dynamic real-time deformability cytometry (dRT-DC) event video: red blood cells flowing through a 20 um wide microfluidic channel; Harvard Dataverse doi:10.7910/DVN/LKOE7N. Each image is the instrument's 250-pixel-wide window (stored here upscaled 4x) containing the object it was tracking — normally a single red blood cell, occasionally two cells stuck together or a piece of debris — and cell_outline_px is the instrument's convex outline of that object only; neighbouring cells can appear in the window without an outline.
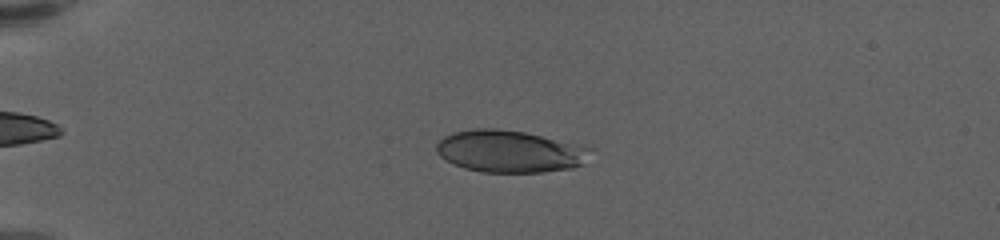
{"species": "human", "species_latin": "Homo sapiens", "temperature_condition": "warm", "stored_images_in_passage": 59, "camera_frame_rate_fps": 3000, "um_per_image_px": 0.085, "donor": {"sex": "female"}, "frame": {"image": 1, "passage_image": 15, "time_ms": 4.667, "image_size_px": [1000, 240], "cell_outline_px": [[592, 148], [584, 164], [572, 168], [544, 172], [480, 172], [464, 168], [452, 164], [444, 160], [436, 152], [436, 144], [444, 136], [452, 132], [476, 128], [496, 128], [524, 132]], "centroid_in_image_um": [43.27, 12.87], "position_along_channel_um": 41.7, "area_um2": 37.8}}
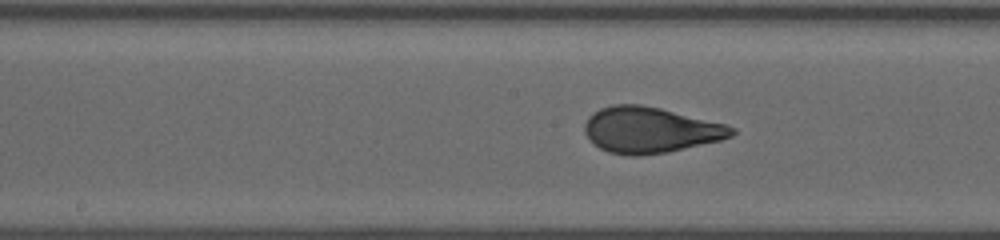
{"frame": {"image": 2, "passage_image": 32, "time_ms": 10.333, "image_size_px": [1000, 240], "cell_outline_px": [[736, 132], [732, 136], [720, 140], [668, 152], [640, 156], [628, 156], [608, 152], [600, 148], [584, 132], [584, 124], [588, 116], [592, 112], [600, 108], [612, 104], [640, 104], [660, 108], [724, 124], [736, 128]], "centroid_in_image_um": [55.24, 11.05], "position_along_channel_um": 193.0, "area_um2": 39.25}}
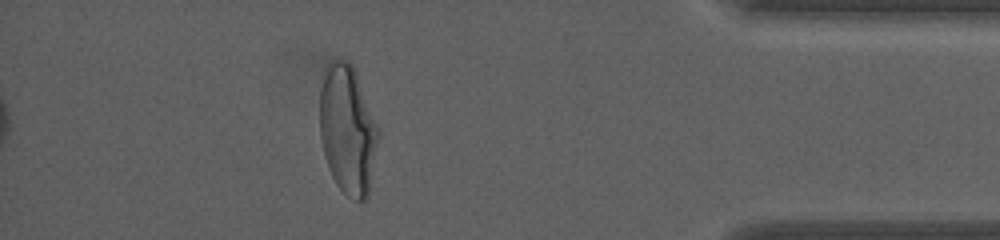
{"frame": {"image": 3, "passage_image": 53, "time_ms": 17.333, "image_size_px": [1000, 240], "cell_outline_px": [[376, 144], [368, 196], [364, 200], [356, 200], [348, 196], [336, 184], [328, 168], [324, 156], [320, 136], [320, 92], [324, 80], [332, 60], [348, 60], [352, 64], [356, 72], [376, 124]], "centroid_in_image_um": [29.52, 11.06], "position_along_channel_um": 405.7, "area_um2": 42.71}, "authors_computed_cell_mechanics": {"area_um2": 39.1306, "velocity_mm_per_s": 3.5238, "shape_relaxation_time_tau1_ms": 4.3649, "shape_relaxation_time_tau2_ms": null, "deformation_change_tau1": 0.2154, "deformation_change_tau2": null}}